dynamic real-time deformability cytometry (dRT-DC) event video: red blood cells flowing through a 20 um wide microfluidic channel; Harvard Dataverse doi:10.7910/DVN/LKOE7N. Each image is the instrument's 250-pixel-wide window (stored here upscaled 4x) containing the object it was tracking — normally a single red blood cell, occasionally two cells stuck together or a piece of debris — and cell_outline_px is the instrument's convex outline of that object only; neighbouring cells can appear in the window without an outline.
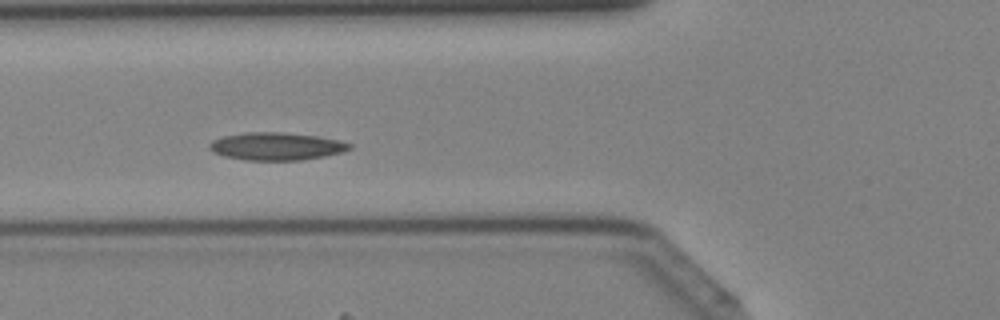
{"species": "Egyptian fruit bat (a non-hibernating species)", "species_latin": "Rousettus aegyptiacus", "temperature_condition": "cold", "stored_images_in_passage": 34, "camera_frame_rate_fps": 3000, "um_per_image_px": 0.085, "animal": {"sex": "female"}, "frame": {"image": 1, "passage_image": 7, "time_ms": 2.0, "image_size_px": [1000, 320], "cell_outline_px": [[352, 148], [340, 152], [324, 156], [300, 160], [244, 160], [224, 156], [212, 152], [208, 148], [208, 144], [212, 140], [224, 136], [244, 132], [284, 132], [316, 136], [340, 140], [352, 144]], "centroid_in_image_um": [23.45, 12.43], "position_along_channel_um": 102.3, "area_um2": 22.66}}
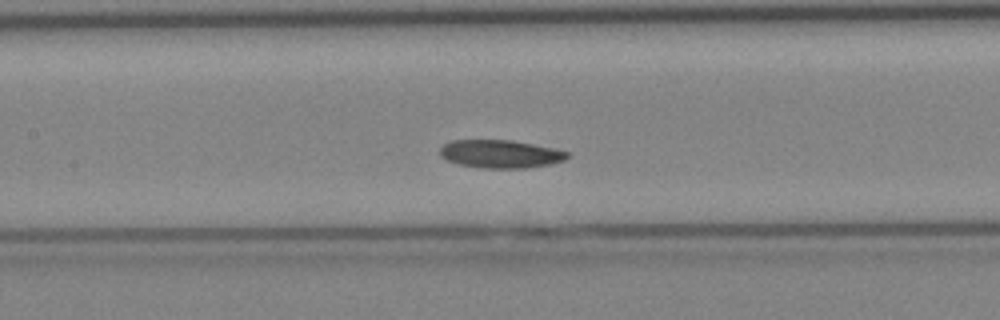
{"frame": {"image": 2, "passage_image": 11, "time_ms": 3.333, "image_size_px": [1000, 320], "cell_outline_px": [[568, 156], [564, 160], [552, 164], [528, 168], [480, 168], [460, 164], [448, 160], [440, 156], [440, 148], [444, 144], [452, 140], [512, 140], [552, 148], [568, 152]], "centroid_in_image_um": [42.53, 13.09], "position_along_channel_um": 164.9, "area_um2": 20.75}}
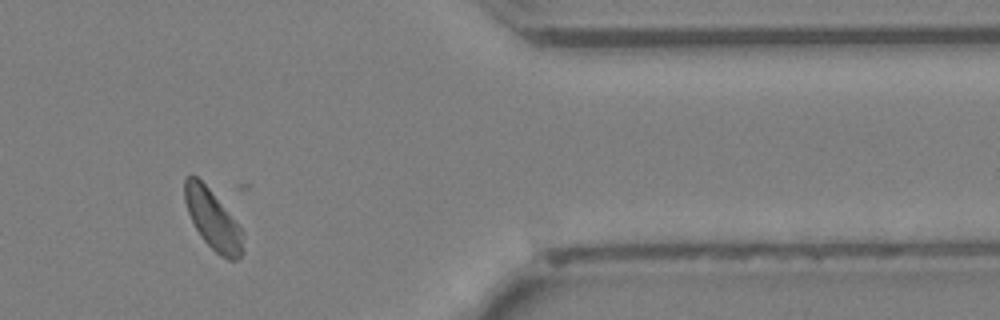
{"frame": {"image": 3, "passage_image": 27, "time_ms": 8.667, "image_size_px": [1000, 320], "cell_outline_px": [[244, 252], [236, 260], [228, 260], [220, 256], [200, 236], [188, 212], [184, 200], [184, 180], [188, 176], [196, 176], [208, 188], [244, 232]], "centroid_in_image_um": [18.11, 18.72], "position_along_channel_um": 393.3, "area_um2": 19.94}}